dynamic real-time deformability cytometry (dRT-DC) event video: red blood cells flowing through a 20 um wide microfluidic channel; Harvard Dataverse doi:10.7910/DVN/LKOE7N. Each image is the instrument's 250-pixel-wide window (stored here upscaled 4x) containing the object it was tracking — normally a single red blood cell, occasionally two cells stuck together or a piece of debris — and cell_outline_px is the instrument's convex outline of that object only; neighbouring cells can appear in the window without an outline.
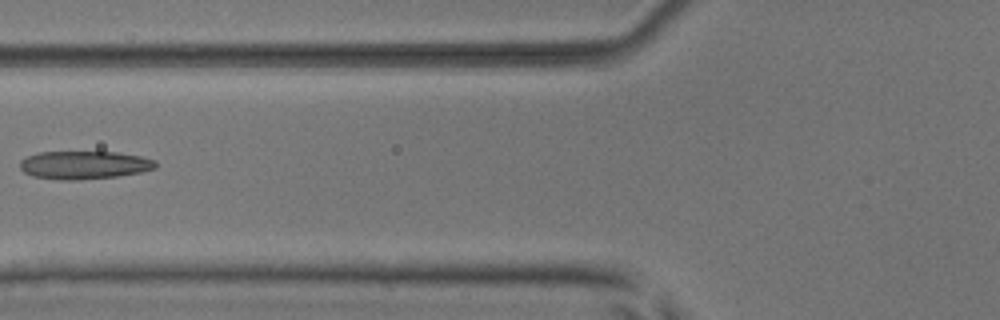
{"species": "common noctule bat (a hibernating species)", "species_latin": "Nyctalus noctula", "temperature_condition": "room temperature", "stored_images_in_passage": 7, "camera_frame_rate_fps": 3000, "um_per_image_px": 0.085, "animal": {"sex": "male", "body_mass_g": 17.9, "forearm_length_mm": 54.2}, "frame": {"image": 1, "passage_image": 6, "time_ms": 6.0, "image_size_px": [1000, 320], "cell_outline_px": [[156, 168], [140, 172], [120, 176], [80, 180], [60, 180], [32, 176], [24, 172], [20, 168], [20, 160], [28, 156], [40, 152], [116, 152], [140, 156], [156, 160]], "centroid_in_image_um": [7.16, 14.03], "position_along_channel_um": 118.6, "area_um2": 22.31}}
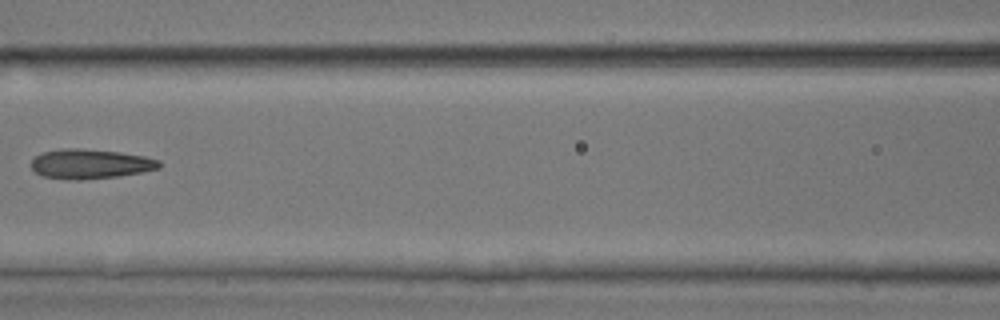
{"frame": {"image": 2, "passage_image": 7, "time_ms": 7.0, "image_size_px": [1000, 320], "cell_outline_px": [[160, 168], [140, 172], [116, 176], [80, 180], [72, 180], [44, 176], [36, 172], [32, 168], [32, 160], [36, 156], [44, 152], [64, 148], [84, 148], [120, 152], [144, 156], [160, 160]], "centroid_in_image_um": [7.68, 13.92], "position_along_channel_um": 158.9, "area_um2": 21.91}}